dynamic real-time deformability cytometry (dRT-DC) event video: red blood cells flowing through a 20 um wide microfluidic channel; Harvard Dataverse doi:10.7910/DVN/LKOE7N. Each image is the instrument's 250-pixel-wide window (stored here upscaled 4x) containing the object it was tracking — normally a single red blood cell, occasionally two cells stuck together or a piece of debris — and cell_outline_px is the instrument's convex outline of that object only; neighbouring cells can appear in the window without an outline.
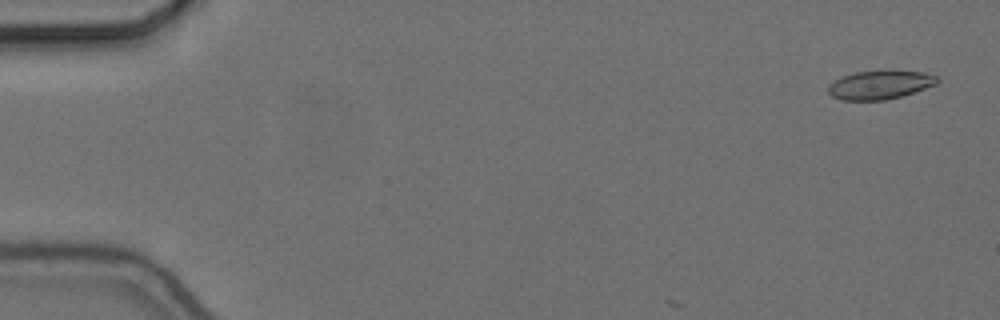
{"species": "common noctule bat (a hibernating species)", "species_latin": "Nyctalus noctula", "temperature_condition": "cold", "stored_images_in_passage": 8, "camera_frame_rate_fps": 3000, "um_per_image_px": 0.085, "animal": {"sex": "female", "body_mass_g": 24.6, "forearm_length_mm": 56.2}, "frame": {"image": 1, "passage_image": 3, "time_ms": 0.667, "image_size_px": [1000, 320], "cell_outline_px": [[940, 80], [936, 84], [900, 96], [884, 100], [840, 100], [832, 96], [828, 92], [828, 84], [844, 76], [856, 72], [924, 72], [936, 76]], "centroid_in_image_um": [74.76, 7.24], "position_along_channel_um": 10.2, "area_um2": 17.57}}